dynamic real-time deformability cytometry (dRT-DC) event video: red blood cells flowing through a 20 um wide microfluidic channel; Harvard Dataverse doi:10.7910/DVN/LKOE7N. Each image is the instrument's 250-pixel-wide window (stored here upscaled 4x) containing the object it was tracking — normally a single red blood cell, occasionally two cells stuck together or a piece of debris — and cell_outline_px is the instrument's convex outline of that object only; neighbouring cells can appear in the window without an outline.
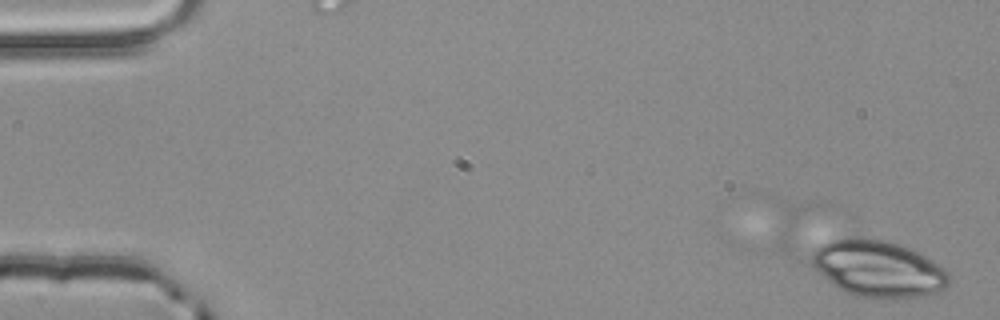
{"species": "common noctule bat (a hibernating species)", "species_latin": "Nyctalus noctula", "temperature_condition": "room temperature", "stored_images_in_passage": 15, "camera_frame_rate_fps": 3000, "um_per_image_px": 0.085, "animal": {"sex": "male", "body_mass_g": 20.4}, "frame": {"image": 1, "passage_image": 1, "time_ms": 0.0, "image_size_px": [1000, 320], "cell_outline_px": [[948, 284], [944, 288], [928, 296], [856, 296], [844, 292], [836, 288], [812, 264], [812, 256], [820, 248], [836, 240], [852, 236], [864, 236], [884, 240], [912, 248], [920, 252], [940, 264], [948, 272]], "centroid_in_image_um": [74.71, 22.81], "position_along_channel_um": 10.3, "area_um2": 44.39}}